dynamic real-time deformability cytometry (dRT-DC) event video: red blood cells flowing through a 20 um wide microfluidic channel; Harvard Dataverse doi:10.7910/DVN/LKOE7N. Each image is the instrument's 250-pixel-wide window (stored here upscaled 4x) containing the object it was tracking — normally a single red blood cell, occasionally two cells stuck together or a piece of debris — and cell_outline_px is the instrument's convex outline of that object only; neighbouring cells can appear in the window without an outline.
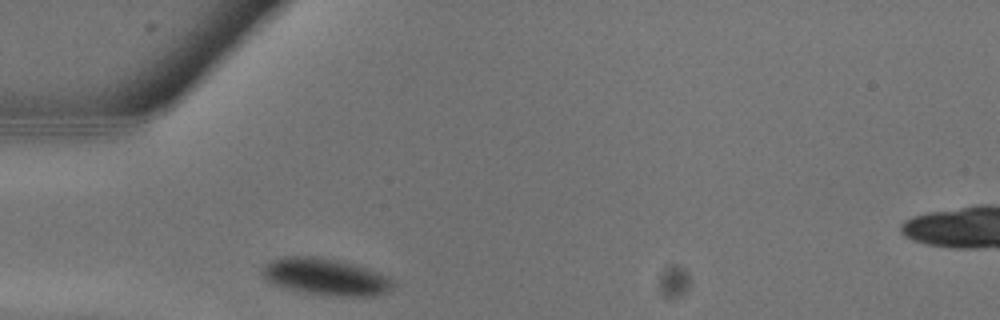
{"species": "common noctule bat (a hibernating species)", "species_latin": "Nyctalus noctula", "temperature_condition": "warm", "stored_images_in_passage": 6, "camera_frame_rate_fps": 3000, "um_per_image_px": 0.085, "animal": {"sex": "male", "body_mass_g": 13.3}, "frame": {"image": 1, "passage_image": 1, "time_ms": 0.0, "image_size_px": [1000, 320], "cell_outline_px": [[392, 288], [388, 292], [376, 296], [328, 296], [284, 288], [272, 284], [264, 276], [264, 264], [272, 260], [284, 256], [312, 256], [340, 260], [368, 268], [388, 276], [392, 280]], "centroid_in_image_um": [27.71, 23.53], "position_along_channel_um": 57.3, "area_um2": 28.09}}
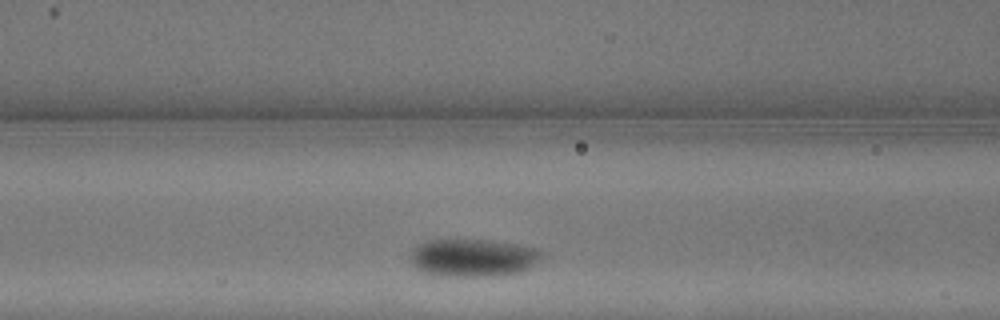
{"frame": {"image": 2, "passage_image": 4, "time_ms": 1.0, "image_size_px": [1000, 320], "cell_outline_px": [[540, 256], [532, 268], [520, 272], [496, 276], [444, 276], [424, 272], [416, 268], [408, 260], [408, 256], [420, 244], [428, 240], [488, 240], [516, 244], [536, 248], [540, 252]], "centroid_in_image_um": [40.19, 21.92], "position_along_channel_um": 126.4, "area_um2": 28.78}}
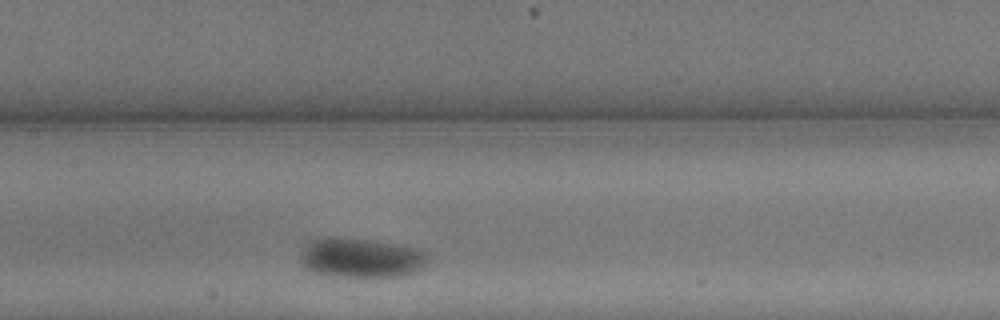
{"frame": {"image": 3, "passage_image": 6, "time_ms": 1.667, "image_size_px": [1000, 320], "cell_outline_px": [[428, 256], [424, 268], [416, 272], [404, 276], [328, 276], [312, 272], [304, 268], [300, 264], [300, 252], [312, 240], [368, 240], [404, 244], [428, 252]], "centroid_in_image_um": [30.76, 21.96], "position_along_channel_um": 176.6, "area_um2": 29.07}}